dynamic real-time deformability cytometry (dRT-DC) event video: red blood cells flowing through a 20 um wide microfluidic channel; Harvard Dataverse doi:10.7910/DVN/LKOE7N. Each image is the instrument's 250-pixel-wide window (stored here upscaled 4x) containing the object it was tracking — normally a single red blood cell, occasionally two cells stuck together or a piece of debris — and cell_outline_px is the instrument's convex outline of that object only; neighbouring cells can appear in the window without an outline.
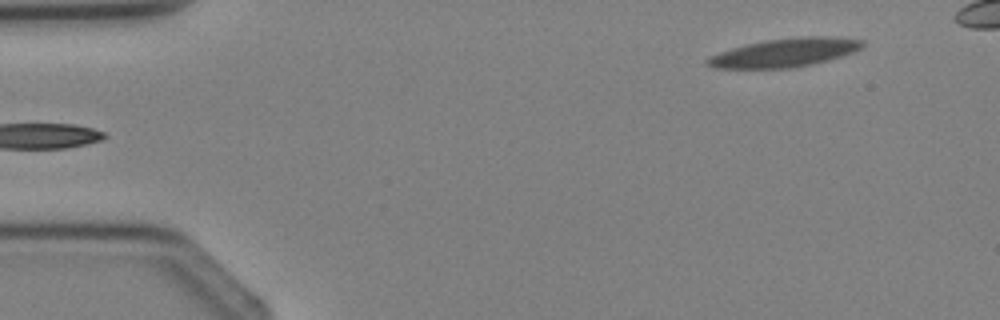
{"species": "Egyptian fruit bat (a non-hibernating species)", "species_latin": "Rousettus aegyptiacus", "temperature_condition": "cold", "stored_images_in_passage": 2, "camera_frame_rate_fps": 3000, "um_per_image_px": 0.085, "animal": {"sex": "female"}, "frame": {"image": 1, "passage_image": 2, "time_ms": 1.0, "image_size_px": [1000, 320], "cell_outline_px": [[864, 44], [860, 48], [852, 52], [828, 60], [812, 64], [788, 68], [712, 68], [704, 64], [704, 60], [708, 56], [732, 48], [748, 44], [768, 40], [800, 36], [828, 36], [864, 40]], "centroid_in_image_um": [66.65, 4.48], "position_along_channel_um": 18.3, "area_um2": 25.66}}